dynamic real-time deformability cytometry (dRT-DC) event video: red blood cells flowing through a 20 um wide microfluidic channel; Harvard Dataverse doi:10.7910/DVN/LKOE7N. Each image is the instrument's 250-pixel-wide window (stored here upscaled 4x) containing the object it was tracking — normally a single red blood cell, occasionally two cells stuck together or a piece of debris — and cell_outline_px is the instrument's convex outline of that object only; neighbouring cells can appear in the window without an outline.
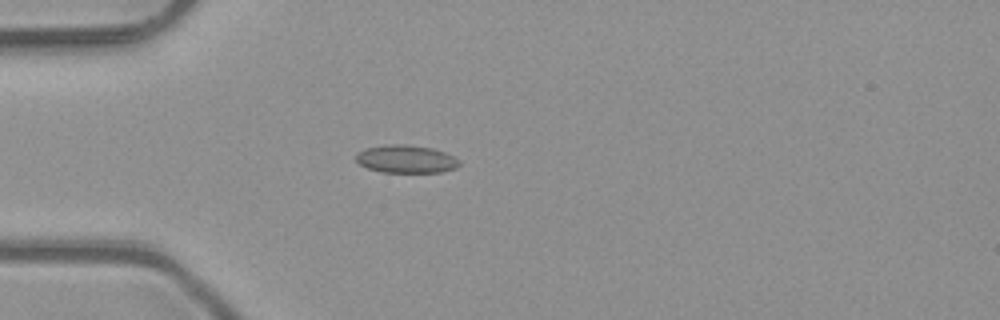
{"species": "common noctule bat (a hibernating species)", "species_latin": "Nyctalus noctula", "temperature_condition": "room temperature", "stored_images_in_passage": 38, "camera_frame_rate_fps": 3000, "um_per_image_px": 0.085, "animal": {"sex": "male", "body_mass_g": 23.1, "forearm_length_mm": 52.7}, "frame": {"image": 1, "passage_image": 2, "time_ms": 0.333, "image_size_px": [1000, 320], "cell_outline_px": [[460, 164], [456, 168], [440, 172], [384, 172], [368, 168], [360, 164], [356, 160], [356, 152], [368, 148], [388, 144], [404, 144], [432, 148], [444, 152], [460, 160]], "centroid_in_image_um": [34.52, 13.52], "position_along_channel_um": 50.5, "area_um2": 16.65}}
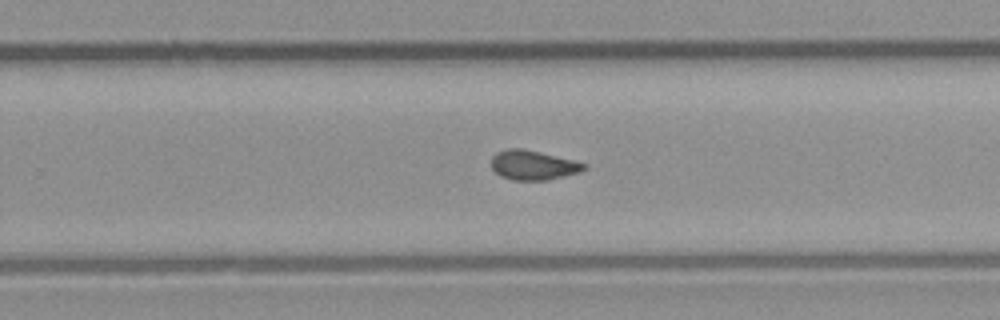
{"frame": {"image": 2, "passage_image": 20, "time_ms": 6.333, "image_size_px": [1000, 320], "cell_outline_px": [[588, 168], [576, 172], [548, 180], [512, 180], [500, 176], [492, 168], [492, 156], [496, 152], [508, 148], [520, 148], [540, 152], [588, 164]], "centroid_in_image_um": [45.28, 14.03], "position_along_channel_um": 284.5, "area_um2": 15.78}}
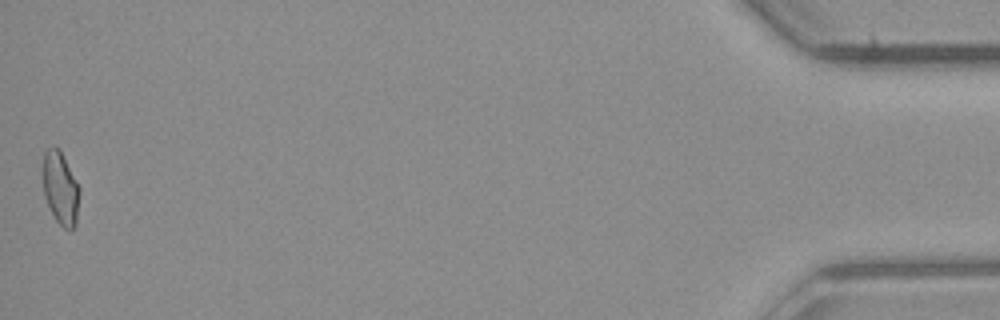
{"frame": {"image": 3, "passage_image": 38, "time_ms": 12.333, "image_size_px": [1000, 320], "cell_outline_px": [[80, 192], [76, 224], [72, 228], [64, 228], [56, 220], [44, 196], [40, 172], [44, 152], [48, 148], [60, 148], [80, 188]], "centroid_in_image_um": [5.11, 15.94], "position_along_channel_um": 430.1, "area_um2": 15.9}, "authors_computed_cell_mechanics": {"area_um2": 15.8372, "velocity_mm_per_s": 4.1023, "shape_relaxation_time_tau1_ms": null, "shape_relaxation_time_tau2_ms": 1.9327, "deformation_change_tau1": null, "deformation_change_tau2": 0.0739}}